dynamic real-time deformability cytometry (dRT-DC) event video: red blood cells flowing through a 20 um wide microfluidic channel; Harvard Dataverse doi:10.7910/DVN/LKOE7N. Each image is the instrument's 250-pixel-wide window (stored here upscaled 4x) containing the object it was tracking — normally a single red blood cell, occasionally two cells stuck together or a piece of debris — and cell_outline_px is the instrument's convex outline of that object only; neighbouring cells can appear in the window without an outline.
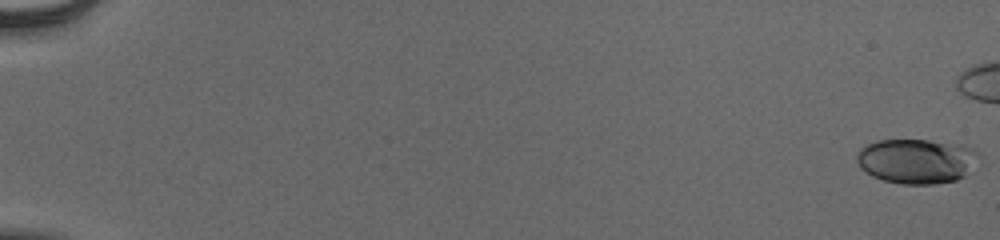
{"species": "human", "species_latin": "Homo sapiens", "temperature_condition": "cold", "stored_images_in_passage": 48, "camera_frame_rate_fps": 3000, "um_per_image_px": 0.085, "donor": {"sex": "male"}, "frame": {"image": 1, "passage_image": 1, "time_ms": 0.0, "image_size_px": [1000, 240], "cell_outline_px": [[980, 152], [964, 176], [956, 180], [932, 184], [900, 184], [884, 180], [872, 176], [860, 168], [856, 160], [856, 156], [860, 148], [876, 140], [928, 140], [964, 144]], "centroid_in_image_um": [77.87, 13.68], "position_along_channel_um": 7.1, "area_um2": 31.79}}
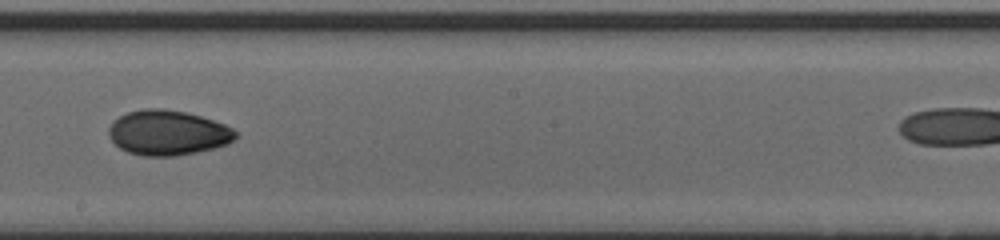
{"frame": {"image": 2, "passage_image": 35, "time_ms": 11.333, "image_size_px": [1000, 240], "cell_outline_px": [[236, 136], [228, 144], [196, 152], [172, 156], [144, 156], [128, 152], [120, 148], [108, 136], [108, 128], [120, 116], [128, 112], [144, 108], [160, 108], [184, 112], [200, 116], [224, 124], [232, 128], [236, 132]], "centroid_in_image_um": [14.24, 11.28], "position_along_channel_um": 234.0, "area_um2": 32.89}}
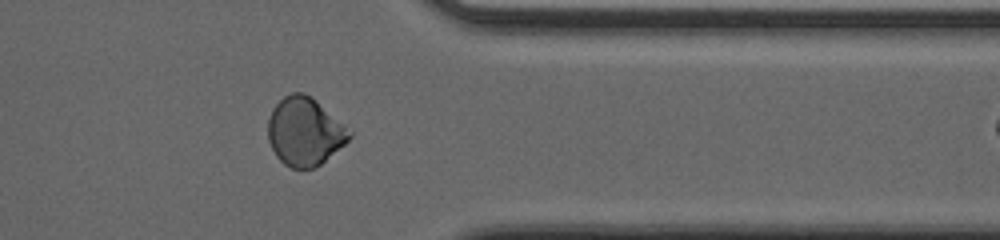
{"frame": {"image": 3, "passage_image": 47, "time_ms": 15.333, "image_size_px": [1000, 240], "cell_outline_px": [[352, 136], [344, 144], [320, 164], [312, 168], [292, 168], [284, 164], [276, 156], [268, 140], [268, 120], [272, 108], [284, 96], [292, 92], [304, 92], [312, 96], [344, 124], [352, 132]], "centroid_in_image_um": [25.89, 11.16], "position_along_channel_um": 385.5, "area_um2": 32.25}}